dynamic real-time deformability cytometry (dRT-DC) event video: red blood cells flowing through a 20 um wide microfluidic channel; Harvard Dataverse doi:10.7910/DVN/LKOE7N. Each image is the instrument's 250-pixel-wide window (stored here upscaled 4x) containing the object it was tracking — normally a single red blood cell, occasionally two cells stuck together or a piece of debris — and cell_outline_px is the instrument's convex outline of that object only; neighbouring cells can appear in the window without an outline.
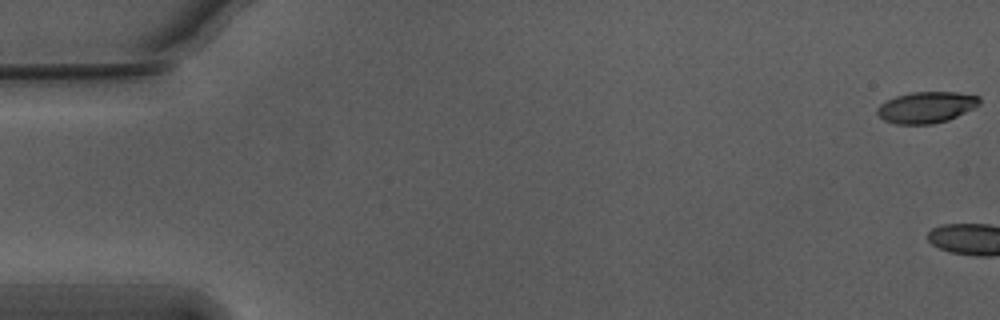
{"species": "Egyptian fruit bat (a non-hibernating species)", "species_latin": "Rousettus aegyptiacus", "temperature_condition": "warm", "stored_images_in_passage": 12, "camera_frame_rate_fps": 3000, "um_per_image_px": 0.085, "animal": {"sex": "male"}, "frame": {"image": 1, "passage_image": 1, "time_ms": 0.0, "image_size_px": [1000, 320], "cell_outline_px": [[980, 104], [948, 120], [932, 124], [896, 124], [884, 120], [876, 112], [880, 104], [896, 96], [912, 92], [956, 92], [980, 96]], "centroid_in_image_um": [78.74, 9.12], "position_along_channel_um": 6.3, "area_um2": 18.44}}